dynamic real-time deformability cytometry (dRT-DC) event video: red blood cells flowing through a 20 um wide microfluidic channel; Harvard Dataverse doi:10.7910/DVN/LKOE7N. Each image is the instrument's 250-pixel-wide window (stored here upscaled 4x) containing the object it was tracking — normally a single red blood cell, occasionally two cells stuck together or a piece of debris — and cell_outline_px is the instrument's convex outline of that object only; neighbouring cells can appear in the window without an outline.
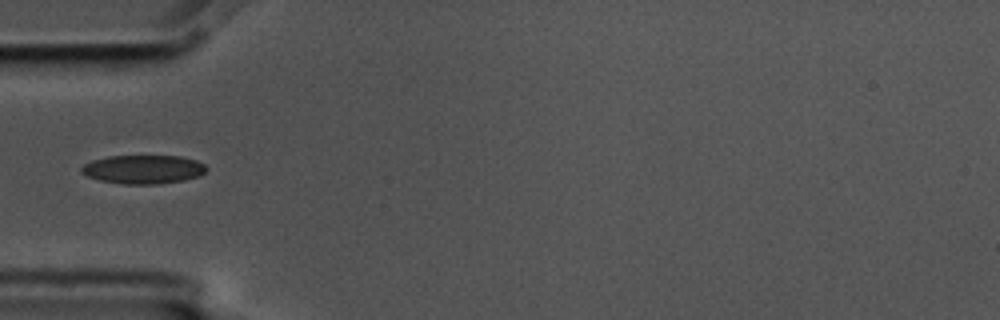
{"species": "common noctule bat (a hibernating species)", "species_latin": "Nyctalus noctula", "temperature_condition": "cold", "stored_images_in_passage": 13, "camera_frame_rate_fps": 3000, "um_per_image_px": 0.085, "animal": {"sex": "male", "body_mass_g": 17.5, "forearm_length_mm": 52.3}, "frame": {"image": 1, "passage_image": 3, "time_ms": 0.667, "image_size_px": [1000, 320], "cell_outline_px": [[208, 168], [200, 176], [184, 180], [156, 184], [124, 184], [100, 180], [88, 176], [80, 172], [80, 168], [84, 164], [92, 160], [108, 156], [180, 156], [196, 160], [204, 164]], "centroid_in_image_um": [12.18, 14.39], "position_along_channel_um": 72.8, "area_um2": 20.92}}
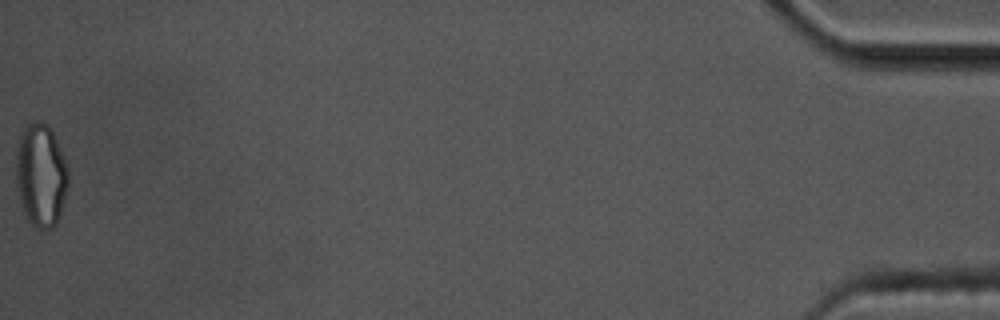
{"frame": {"image": 2, "passage_image": 13, "time_ms": 4.0, "image_size_px": [1000, 320], "cell_outline_px": [[68, 188], [56, 224], [52, 228], [36, 228], [28, 220], [20, 204], [16, 184], [16, 148], [20, 132], [28, 124], [48, 124], [64, 156], [68, 168]], "centroid_in_image_um": [3.46, 14.91], "position_along_channel_um": 431.7, "area_um2": 31.33}}